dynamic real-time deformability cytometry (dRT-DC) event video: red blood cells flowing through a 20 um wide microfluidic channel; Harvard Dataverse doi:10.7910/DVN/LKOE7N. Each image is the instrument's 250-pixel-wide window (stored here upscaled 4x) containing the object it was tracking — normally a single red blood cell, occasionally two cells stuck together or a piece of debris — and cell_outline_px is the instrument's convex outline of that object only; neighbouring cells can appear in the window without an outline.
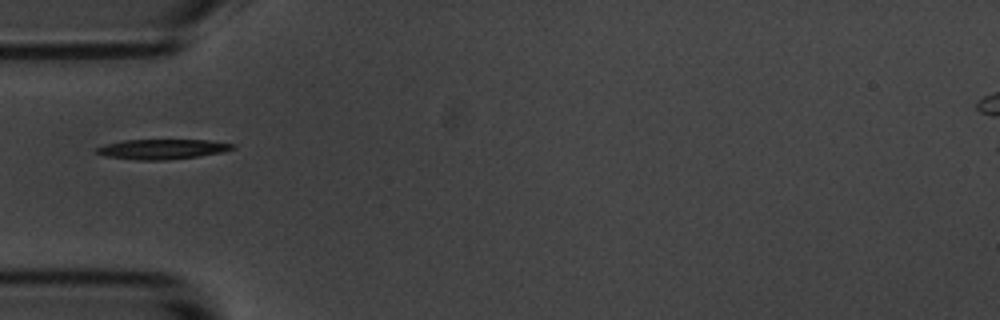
{"species": "common noctule bat (a hibernating species)", "species_latin": "Nyctalus noctula", "temperature_condition": "room temperature", "stored_images_in_passage": 7, "camera_frame_rate_fps": 3000, "um_per_image_px": 0.085, "animal": {"sex": "male", "body_mass_g": 20.1, "forearm_length_mm": 53.5}, "frame": {"image": 1, "passage_image": 1, "time_ms": 0.0, "image_size_px": [1000, 320], "cell_outline_px": [[236, 148], [220, 152], [196, 156], [168, 160], [136, 160], [104, 156], [96, 152], [96, 148], [104, 144], [124, 140], [208, 140], [236, 144]], "centroid_in_image_um": [13.76, 12.67], "position_along_channel_um": 71.2, "area_um2": 15.78}}
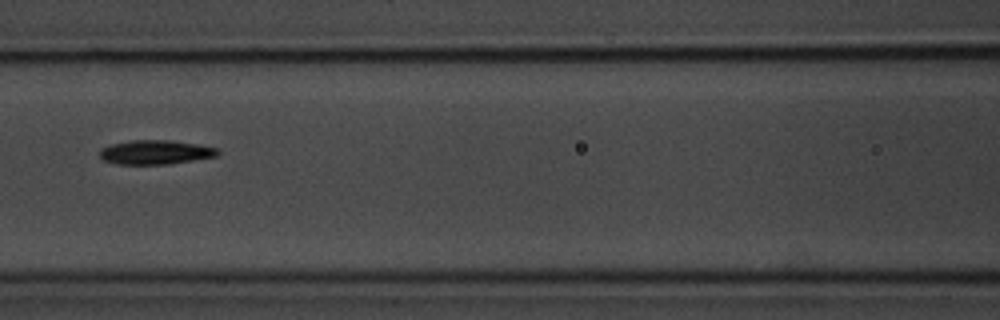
{"frame": {"image": 2, "passage_image": 3, "time_ms": 2.333, "image_size_px": [1000, 320], "cell_outline_px": [[220, 152], [216, 156], [168, 164], [116, 164], [104, 160], [100, 156], [100, 148], [108, 144], [132, 140], [168, 140], [200, 144], [220, 148]], "centroid_in_image_um": [13.21, 12.93], "position_along_channel_um": 153.4, "area_um2": 16.76}}
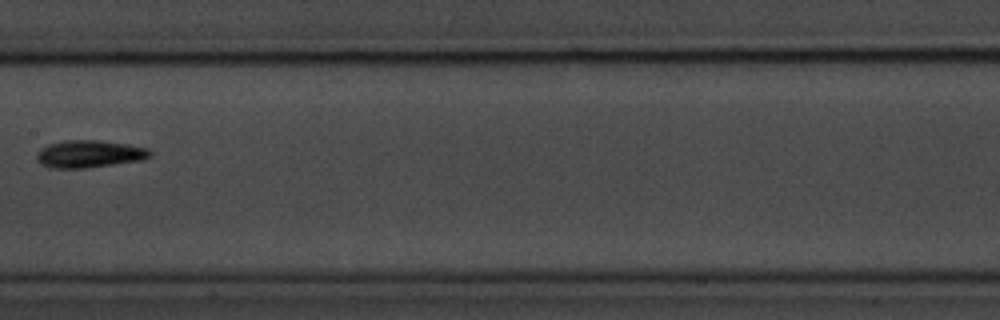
{"frame": {"image": 3, "passage_image": 4, "time_ms": 3.667, "image_size_px": [1000, 320], "cell_outline_px": [[152, 156], [144, 160], [84, 168], [52, 168], [40, 164], [36, 160], [36, 152], [40, 148], [48, 144], [64, 140], [96, 140], [128, 144], [148, 148], [152, 152]], "centroid_in_image_um": [7.58, 13.08], "position_along_channel_um": 199.8, "area_um2": 18.32}}